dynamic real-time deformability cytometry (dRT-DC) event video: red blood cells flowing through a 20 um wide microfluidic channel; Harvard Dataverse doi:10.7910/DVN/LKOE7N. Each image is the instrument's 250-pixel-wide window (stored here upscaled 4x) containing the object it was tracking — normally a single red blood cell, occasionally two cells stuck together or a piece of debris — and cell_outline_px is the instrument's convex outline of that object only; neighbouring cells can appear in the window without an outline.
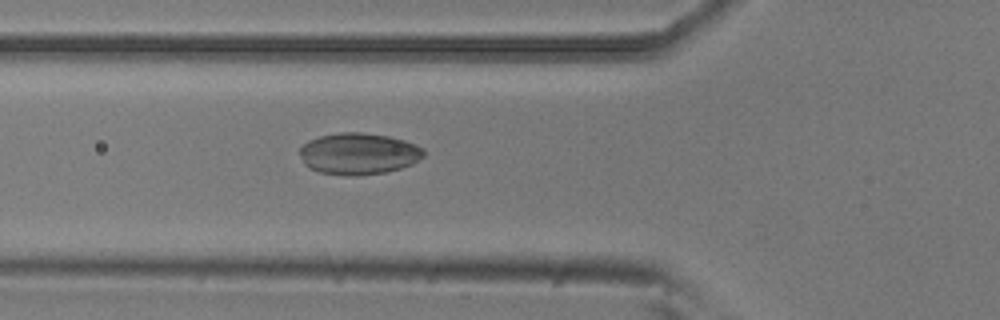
{"species": "common noctule bat (a hibernating species)", "species_latin": "Nyctalus noctula", "temperature_condition": "room temperature", "stored_images_in_passage": 52, "camera_frame_rate_fps": 3000, "um_per_image_px": 0.085, "animal": {"sex": "male", "body_mass_g": 20.5, "forearm_length_mm": 52.5}, "frame": {"image": 1, "passage_image": 18, "time_ms": 5.667, "image_size_px": [1000, 320], "cell_outline_px": [[424, 156], [412, 164], [388, 172], [360, 176], [344, 176], [320, 172], [308, 168], [304, 164], [300, 156], [300, 148], [308, 140], [320, 136], [340, 132], [360, 132], [388, 136], [404, 140], [416, 144], [424, 148]], "centroid_in_image_um": [30.48, 13.07], "position_along_channel_um": 95.3, "area_um2": 30.35}}
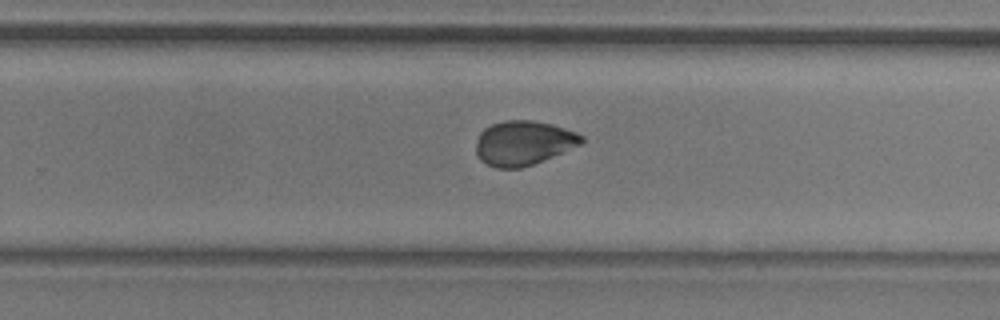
{"frame": {"image": 2, "passage_image": 33, "time_ms": 10.667, "image_size_px": [1000, 320], "cell_outline_px": [[584, 140], [580, 144], [552, 156], [532, 164], [520, 168], [496, 168], [480, 160], [476, 152], [476, 144], [480, 132], [484, 128], [492, 124], [504, 120], [532, 120], [552, 124], [576, 132], [584, 136]], "centroid_in_image_um": [44.47, 12.14], "position_along_channel_um": 285.3, "area_um2": 27.11}}
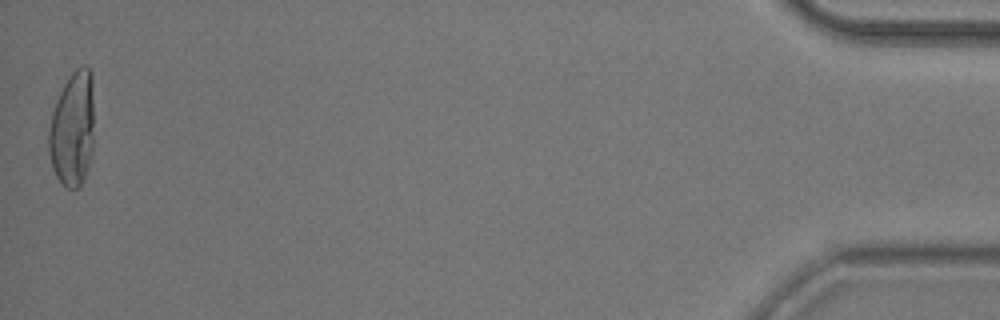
{"frame": {"image": 3, "passage_image": 52, "time_ms": 17.0, "image_size_px": [1000, 320], "cell_outline_px": [[92, 148], [88, 164], [84, 176], [80, 184], [76, 188], [68, 188], [56, 176], [52, 168], [48, 152], [48, 132], [52, 112], [60, 92], [64, 84], [72, 72], [76, 68], [84, 64], [92, 72]], "centroid_in_image_um": [6.14, 10.93], "position_along_channel_um": 429.1, "area_um2": 30.0}, "authors_computed_cell_mechanics": {"area_um2": 28.4954, "velocity_mm_per_s": 3.7879, "shape_relaxation_time_tau1_ms": 3.7625, "shape_relaxation_time_tau2_ms": 0.8935, "deformation_change_tau1": 0.0864, "deformation_change_tau2": 0.0464}}